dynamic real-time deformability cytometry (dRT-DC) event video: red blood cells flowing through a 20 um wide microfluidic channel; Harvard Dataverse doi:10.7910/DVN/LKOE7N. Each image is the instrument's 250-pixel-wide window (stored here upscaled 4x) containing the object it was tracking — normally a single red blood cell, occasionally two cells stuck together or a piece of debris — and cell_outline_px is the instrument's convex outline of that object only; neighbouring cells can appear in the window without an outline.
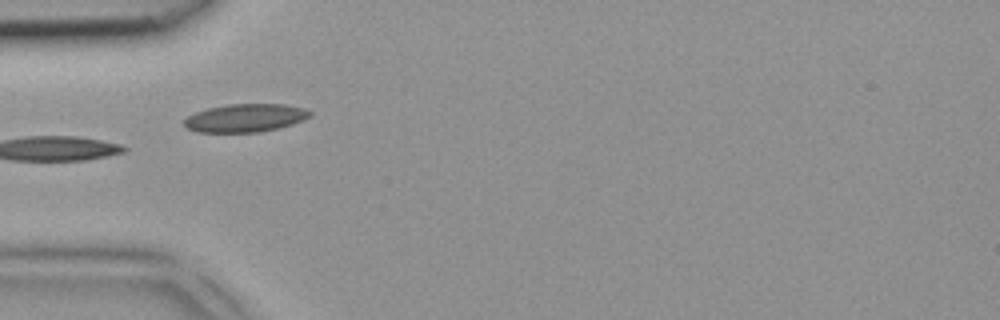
{"species": "common noctule bat (a hibernating species)", "species_latin": "Nyctalus noctula", "temperature_condition": "room temperature", "stored_images_in_passage": 5, "camera_frame_rate_fps": 3000, "um_per_image_px": 0.085, "animal": {"sex": "female", "body_mass_g": 18.4}, "frame": {"image": 1, "passage_image": 4, "time_ms": 1.0, "image_size_px": [1000, 320], "cell_outline_px": [[312, 116], [304, 120], [292, 124], [260, 132], [196, 132], [188, 128], [184, 124], [184, 120], [188, 116], [196, 112], [208, 108], [228, 104], [284, 104], [304, 108], [312, 112]], "centroid_in_image_um": [20.88, 10.02], "position_along_channel_um": 64.1, "area_um2": 20.58}}